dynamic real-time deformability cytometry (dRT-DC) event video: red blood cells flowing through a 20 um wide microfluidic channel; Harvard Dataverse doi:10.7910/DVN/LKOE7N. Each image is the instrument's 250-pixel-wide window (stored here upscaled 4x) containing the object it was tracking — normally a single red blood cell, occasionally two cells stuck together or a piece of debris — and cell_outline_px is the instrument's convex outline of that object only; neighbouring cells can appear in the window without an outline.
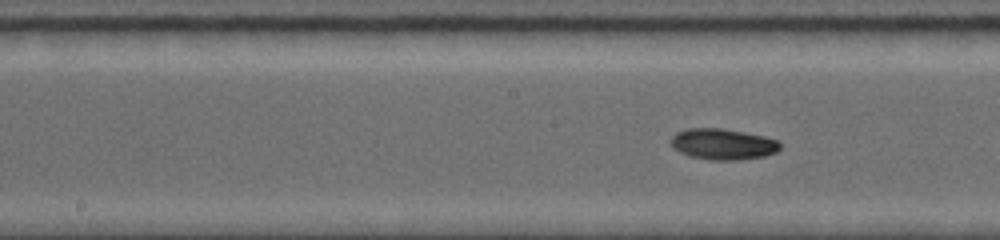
{"species": "common noctule bat (a hibernating species)", "species_latin": "Nyctalus noctula", "temperature_condition": "room temperature", "stored_images_in_passage": 21, "camera_frame_rate_fps": 5000, "um_per_image_px": 0.085, "animal": {"sex": "female", "body_mass_g": 19.0, "forearm_length_mm": 56.7}, "frame": {"image": 1, "passage_image": 12, "time_ms": 3.4, "image_size_px": [1000, 240], "cell_outline_px": [[780, 148], [776, 152], [764, 156], [740, 160], [712, 160], [692, 156], [680, 152], [672, 144], [672, 136], [676, 132], [688, 128], [720, 128], [764, 136], [776, 140], [780, 144]], "centroid_in_image_um": [61.46, 12.25], "position_along_channel_um": 186.7, "area_um2": 19.42}}